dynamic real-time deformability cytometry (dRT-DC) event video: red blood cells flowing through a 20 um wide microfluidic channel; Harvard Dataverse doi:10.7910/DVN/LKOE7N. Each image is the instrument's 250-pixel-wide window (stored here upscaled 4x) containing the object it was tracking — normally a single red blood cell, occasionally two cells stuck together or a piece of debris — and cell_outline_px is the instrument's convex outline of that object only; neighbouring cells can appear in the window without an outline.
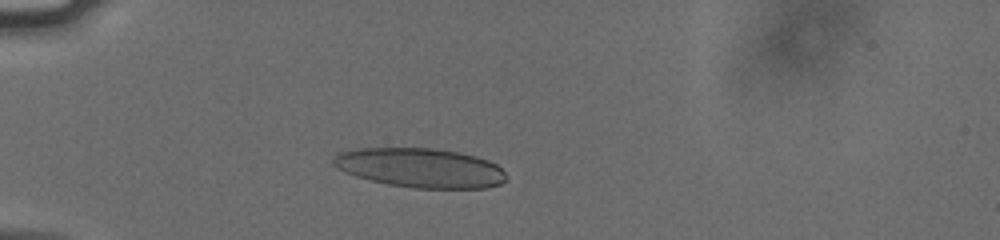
{"species": "human", "species_latin": "Homo sapiens", "temperature_condition": "cold", "stored_images_in_passage": 43, "camera_frame_rate_fps": 3000, "um_per_image_px": 0.085, "donor": {"sex": "male"}, "frame": {"image": 1, "passage_image": 11, "time_ms": 3.333, "image_size_px": [1000, 240], "cell_outline_px": [[504, 180], [500, 184], [488, 188], [412, 188], [388, 184], [356, 176], [332, 164], [332, 156], [340, 152], [360, 148], [432, 148], [460, 152], [476, 156], [488, 160], [496, 164], [504, 172]], "centroid_in_image_um": [35.73, 14.26], "position_along_channel_um": 49.3, "area_um2": 39.48}}
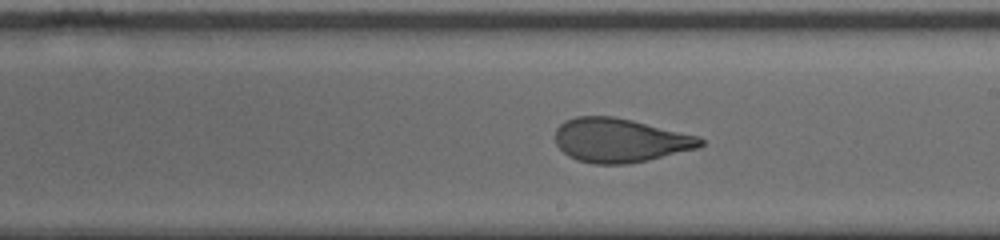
{"frame": {"image": 2, "passage_image": 28, "time_ms": 9.0, "image_size_px": [1000, 240], "cell_outline_px": [[704, 144], [700, 148], [648, 160], [628, 164], [592, 164], [576, 160], [568, 156], [556, 144], [556, 128], [564, 120], [576, 116], [612, 116], [632, 120], [700, 136], [704, 140]], "centroid_in_image_um": [52.72, 11.93], "position_along_channel_um": 236.3, "area_um2": 37.51}}
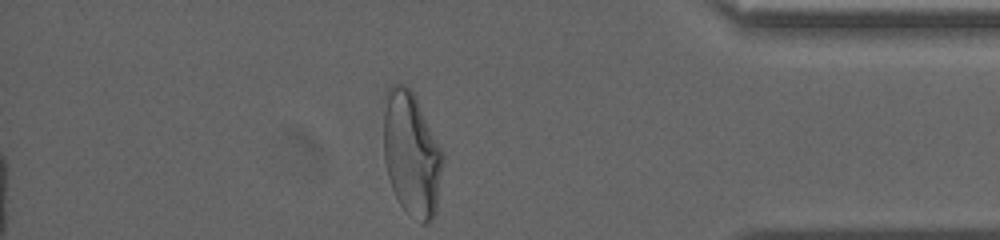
{"frame": {"image": 3, "passage_image": 43, "time_ms": 14.0, "image_size_px": [1000, 240], "cell_outline_px": [[444, 164], [436, 212], [432, 220], [428, 224], [420, 224], [400, 204], [392, 188], [388, 176], [384, 160], [384, 92], [392, 84], [404, 84], [412, 92], [444, 152]], "centroid_in_image_um": [34.99, 13.12], "position_along_channel_um": 400.2, "area_um2": 43.18}, "authors_computed_cell_mechanics": {"area_um2": 38.5526, "velocity_mm_per_s": 3.793, "shape_relaxation_time_tau1_ms": 7.3636, "shape_relaxation_time_tau2_ms": 0.8433, "deformation_change_tau1": 0.2358, "deformation_change_tau2": 0.086}}